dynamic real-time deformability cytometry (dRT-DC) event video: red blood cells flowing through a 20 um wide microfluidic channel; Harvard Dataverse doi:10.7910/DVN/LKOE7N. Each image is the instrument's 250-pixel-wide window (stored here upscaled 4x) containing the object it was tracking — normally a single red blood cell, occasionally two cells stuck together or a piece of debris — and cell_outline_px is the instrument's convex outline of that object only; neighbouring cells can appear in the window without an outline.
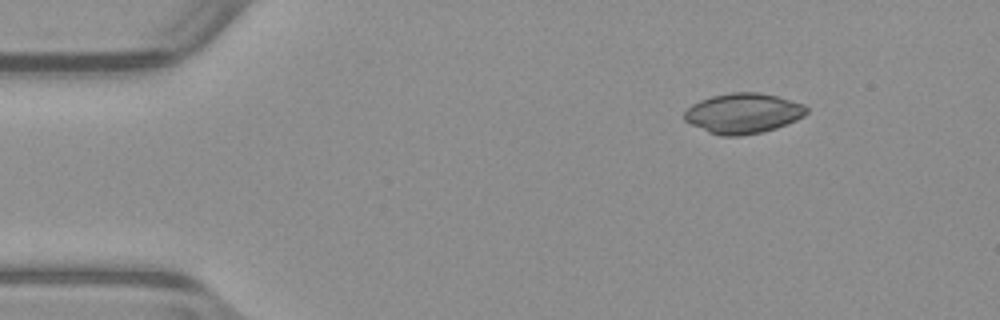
{"species": "common noctule bat (a hibernating species)", "species_latin": "Nyctalus noctula", "temperature_condition": "warm", "stored_images_in_passage": 46, "camera_frame_rate_fps": 3000, "um_per_image_px": 0.085, "animal": {"sex": "male", "body_mass_g": 23.1, "forearm_length_mm": 52.7}, "frame": {"image": 1, "passage_image": 1, "time_ms": 0.0, "image_size_px": [1000, 320], "cell_outline_px": [[808, 112], [804, 116], [796, 120], [776, 128], [764, 132], [740, 136], [720, 136], [708, 132], [684, 120], [684, 112], [692, 104], [700, 100], [712, 96], [732, 92], [756, 92], [776, 96], [804, 104], [808, 108]], "centroid_in_image_um": [63.17, 9.64], "position_along_channel_um": 21.8, "area_um2": 28.61}}
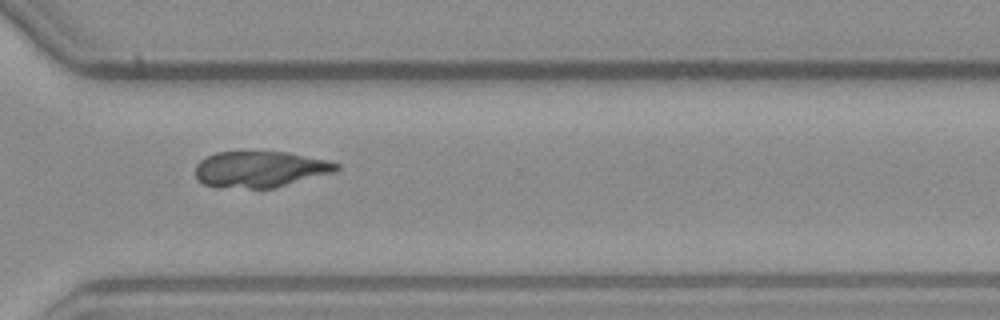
{"frame": {"image": 2, "passage_image": 32, "time_ms": 10.333, "image_size_px": [1000, 320], "cell_outline_px": [[340, 168], [336, 172], [276, 188], [216, 188], [204, 184], [196, 180], [196, 164], [200, 160], [216, 152], [288, 152], [328, 160], [340, 164]], "centroid_in_image_um": [22.13, 14.4], "position_along_channel_um": 348.5, "area_um2": 30.17}}
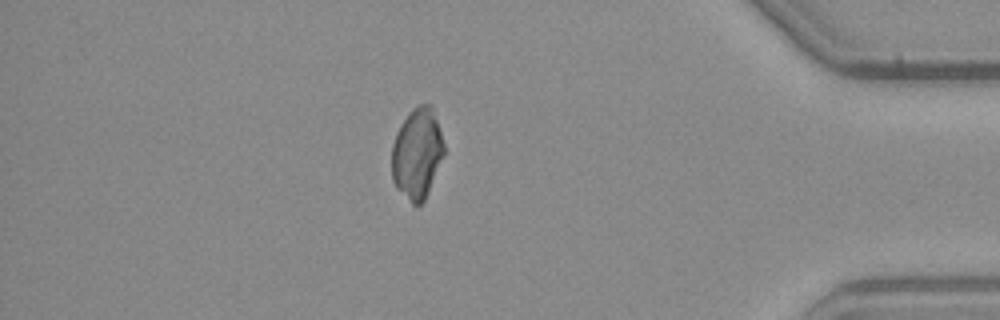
{"frame": {"image": 3, "passage_image": 39, "time_ms": 12.667, "image_size_px": [1000, 320], "cell_outline_px": [[444, 156], [424, 200], [416, 208], [396, 188], [392, 180], [392, 144], [396, 132], [400, 124], [408, 112], [412, 108], [420, 104], [432, 104], [444, 144]], "centroid_in_image_um": [35.44, 13.03], "position_along_channel_um": 399.8, "area_um2": 27.86}}